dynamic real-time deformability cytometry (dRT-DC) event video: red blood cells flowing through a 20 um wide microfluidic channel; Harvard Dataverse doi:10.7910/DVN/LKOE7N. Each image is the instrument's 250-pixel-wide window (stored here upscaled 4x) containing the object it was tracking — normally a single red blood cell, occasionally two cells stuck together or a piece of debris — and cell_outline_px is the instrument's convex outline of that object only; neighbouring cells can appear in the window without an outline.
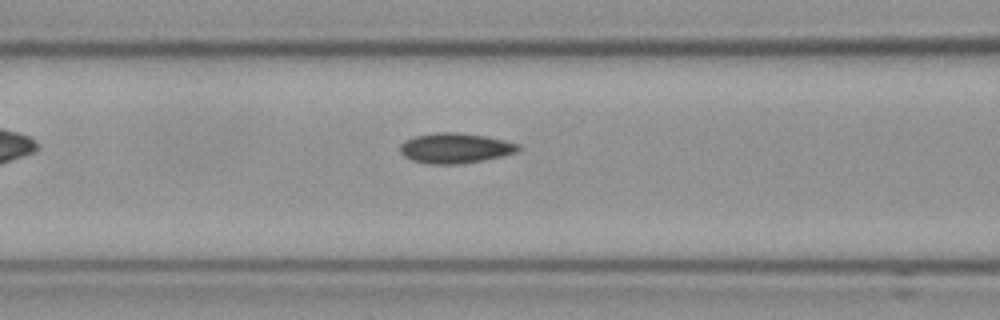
{"species": "Egyptian fruit bat (a non-hibernating species)", "species_latin": "Rousettus aegyptiacus", "temperature_condition": "cold", "stored_images_in_passage": 7, "camera_frame_rate_fps": 3000, "um_per_image_px": 0.085, "frame": {"image": 1, "passage_image": 5, "time_ms": 1.333, "image_size_px": [1000, 320], "cell_outline_px": [[520, 148], [516, 152], [484, 160], [456, 164], [428, 164], [412, 160], [404, 156], [400, 152], [400, 144], [404, 140], [416, 136], [436, 132], [460, 132], [488, 136], [520, 144]], "centroid_in_image_um": [38.68, 12.58], "position_along_channel_um": 127.9, "area_um2": 20.87}}